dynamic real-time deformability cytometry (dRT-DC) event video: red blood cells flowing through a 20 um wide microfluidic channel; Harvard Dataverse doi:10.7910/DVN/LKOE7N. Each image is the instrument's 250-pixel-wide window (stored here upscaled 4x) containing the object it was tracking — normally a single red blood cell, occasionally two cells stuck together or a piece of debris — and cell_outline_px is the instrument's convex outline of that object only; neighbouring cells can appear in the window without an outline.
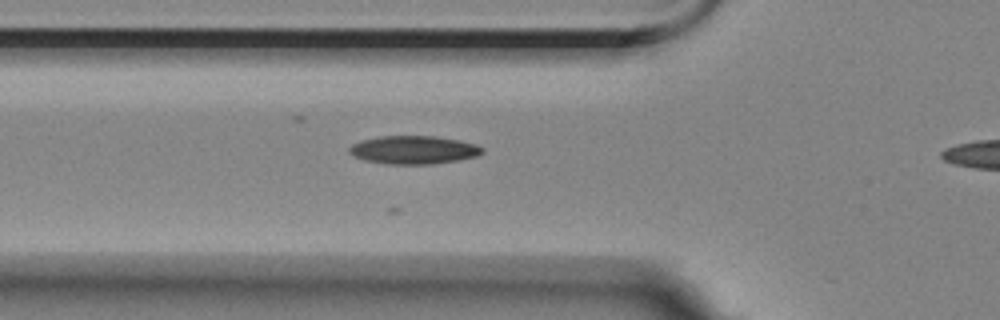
{"species": "Egyptian fruit bat (a non-hibernating species)", "species_latin": "Rousettus aegyptiacus", "temperature_condition": "room temperature", "stored_images_in_passage": 4, "segment_of_instrument_passage": [1, 2], "camera_frame_rate_fps": 3000, "um_per_image_px": 0.085, "animal": {"sex": "female"}, "frame": {"image": 1, "passage_image": 3, "time_ms": 2.333, "image_size_px": [1000, 320], "cell_outline_px": [[484, 152], [476, 156], [460, 160], [432, 164], [388, 164], [364, 160], [348, 152], [348, 148], [352, 144], [364, 140], [380, 136], [436, 136], [476, 144], [484, 148]], "centroid_in_image_um": [35.18, 12.74], "position_along_channel_um": 90.6, "area_um2": 21.79}}